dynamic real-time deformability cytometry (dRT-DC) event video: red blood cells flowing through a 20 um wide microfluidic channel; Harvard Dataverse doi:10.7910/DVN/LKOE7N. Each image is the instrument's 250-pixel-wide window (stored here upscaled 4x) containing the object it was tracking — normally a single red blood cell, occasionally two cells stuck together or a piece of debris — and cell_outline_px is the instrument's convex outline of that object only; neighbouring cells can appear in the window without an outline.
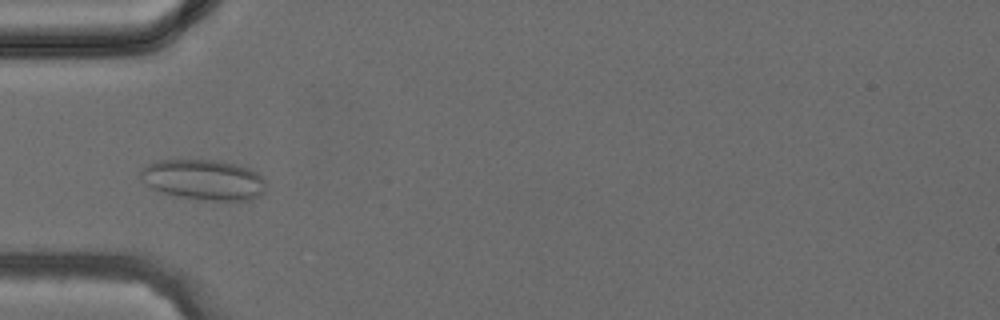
{"species": "common noctule bat (a hibernating species)", "species_latin": "Nyctalus noctula", "temperature_condition": "cold", "stored_images_in_passage": 36, "camera_frame_rate_fps": 3000, "um_per_image_px": 0.085, "animal": {"sex": "female", "body_mass_g": 24.6, "forearm_length_mm": 56.2}, "frame": {"image": 1, "passage_image": 10, "time_ms": 3.0, "image_size_px": [1000, 320], "cell_outline_px": [[268, 184], [264, 192], [260, 196], [252, 200], [200, 200], [180, 196], [164, 192], [152, 188], [140, 180], [140, 172], [148, 164], [156, 160], [220, 160], [236, 164], [248, 168], [256, 172]], "centroid_in_image_um": [17.34, 15.28], "position_along_channel_um": 67.7, "area_um2": 29.65}}
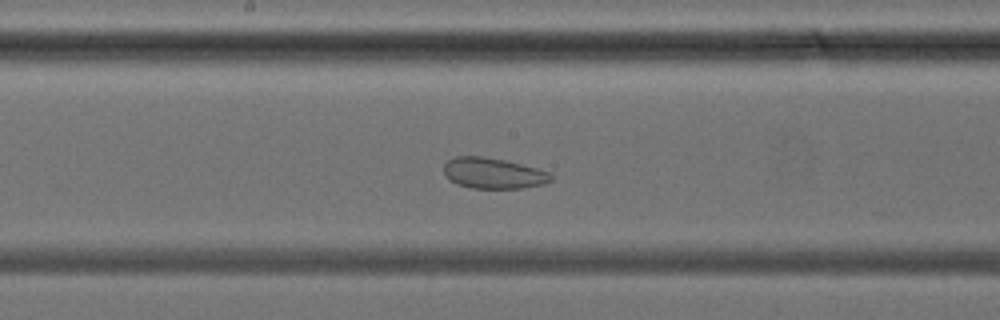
{"frame": {"image": 2, "passage_image": 18, "time_ms": 5.667, "image_size_px": [1000, 320], "cell_outline_px": [[552, 180], [544, 184], [524, 188], [472, 188], [456, 184], [448, 180], [444, 176], [444, 164], [448, 160], [456, 156], [484, 156], [504, 160], [536, 168], [548, 172], [552, 176]], "centroid_in_image_um": [41.89, 14.73], "position_along_channel_um": 206.3, "area_um2": 19.31}}
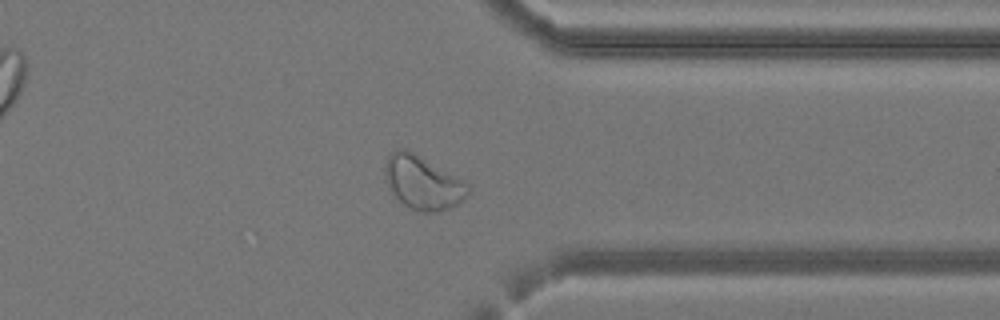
{"frame": {"image": 3, "passage_image": 28, "time_ms": 9.0, "image_size_px": [1000, 320], "cell_outline_px": [[472, 192], [456, 204], [448, 208], [436, 212], [424, 212], [412, 208], [404, 204], [388, 188], [384, 180], [384, 168], [388, 156], [396, 148], [404, 148], [412, 152], [464, 180], [472, 188]], "centroid_in_image_um": [35.93, 15.51], "position_along_channel_um": 375.5, "area_um2": 25.78}}